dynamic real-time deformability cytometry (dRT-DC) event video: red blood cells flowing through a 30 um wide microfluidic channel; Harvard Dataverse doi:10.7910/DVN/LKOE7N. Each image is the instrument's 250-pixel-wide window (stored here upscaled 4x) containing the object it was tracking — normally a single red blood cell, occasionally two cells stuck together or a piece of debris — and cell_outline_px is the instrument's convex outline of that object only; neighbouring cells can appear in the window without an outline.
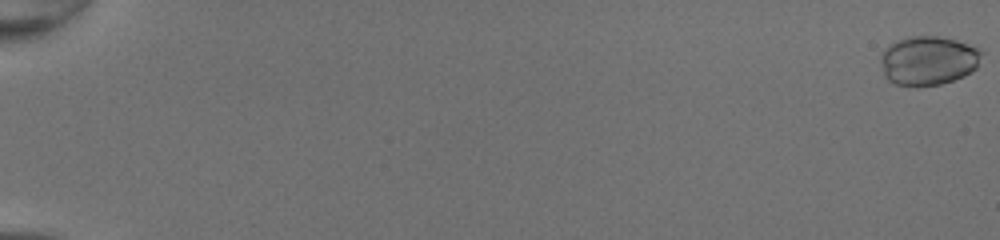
{"species": "common noctule bat (a hibernating species)", "species_latin": "Nyctalus noctula", "temperature_condition": "room temperature", "stored_images_in_passage": 53, "camera_frame_rate_fps": 3000, "um_per_image_px": 0.085, "animal": {"sex": "female", "body_mass_g": 20.0, "forearm_length_mm": 54.0}, "frame": {"image": 1, "passage_image": 1, "time_ms": 0.0, "image_size_px": [1000, 240], "cell_outline_px": [[984, 52], [976, 68], [972, 72], [964, 76], [940, 84], [896, 84], [888, 80], [884, 76], [880, 60], [880, 56], [884, 48], [888, 44], [908, 36], [940, 36], [956, 40], [984, 48]], "centroid_in_image_um": [78.94, 5.1], "position_along_channel_um": 6.1, "area_um2": 29.07}}
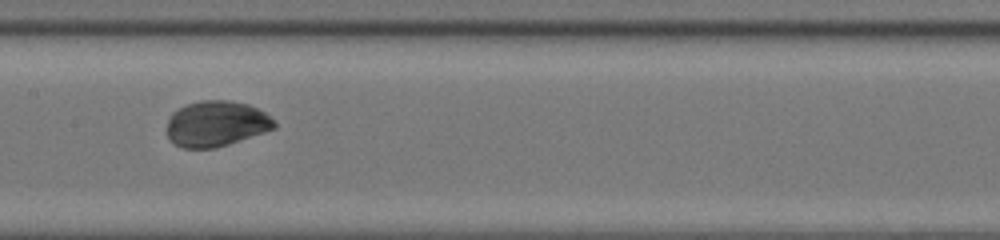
{"frame": {"image": 2, "passage_image": 30, "time_ms": 9.667, "image_size_px": [1000, 240], "cell_outline_px": [[276, 128], [216, 148], [184, 148], [176, 144], [168, 136], [168, 120], [172, 112], [184, 104], [200, 100], [228, 100], [248, 104], [264, 112], [276, 124]], "centroid_in_image_um": [18.36, 10.5], "position_along_channel_um": 189.0, "area_um2": 28.38}}
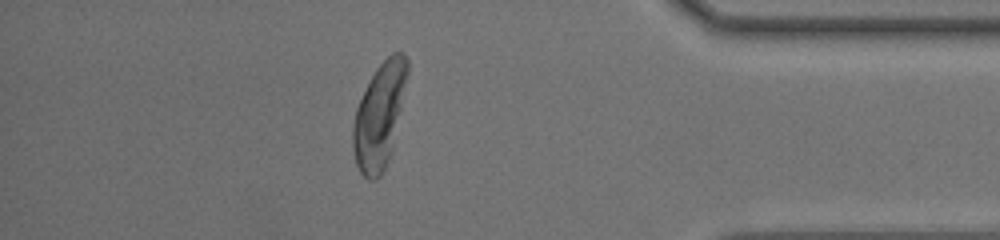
{"frame": {"image": 3, "passage_image": 47, "time_ms": 15.333, "image_size_px": [1000, 240], "cell_outline_px": [[408, 72], [392, 148], [388, 160], [380, 176], [376, 180], [368, 180], [360, 172], [356, 164], [352, 148], [352, 128], [356, 108], [376, 68], [392, 52], [404, 52], [408, 60]], "centroid_in_image_um": [32.23, 9.84], "position_along_channel_um": 403.0, "area_um2": 32.77}, "authors_computed_cell_mechanics": {"area_um2": 29.0734, "velocity_mm_per_s": 4.2469, "shape_relaxation_time_tau1_ms": 1.7038, "shape_relaxation_time_tau2_ms": null, "deformation_change_tau1": 0.1181, "deformation_change_tau2": null}}